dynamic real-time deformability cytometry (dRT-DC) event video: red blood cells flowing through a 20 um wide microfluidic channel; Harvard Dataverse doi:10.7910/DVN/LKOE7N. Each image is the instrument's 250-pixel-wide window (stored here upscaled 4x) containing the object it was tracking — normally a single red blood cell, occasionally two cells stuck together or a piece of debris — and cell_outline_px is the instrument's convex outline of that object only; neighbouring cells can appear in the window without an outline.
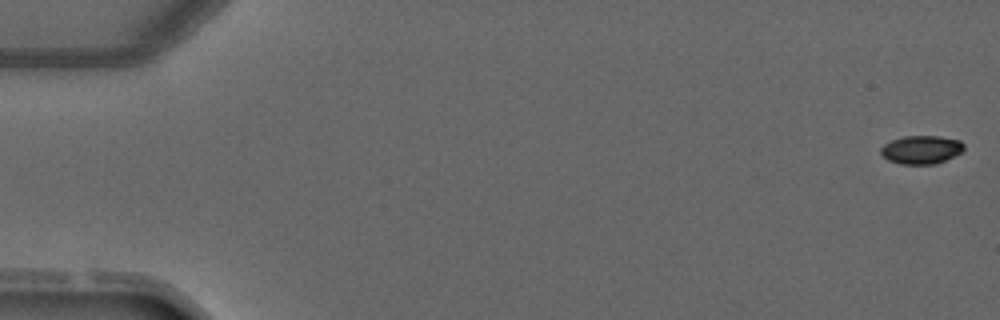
{"species": "common noctule bat (a hibernating species)", "species_latin": "Nyctalus noctula", "temperature_condition": "warm", "stored_images_in_passage": 5, "camera_frame_rate_fps": 3000, "um_per_image_px": 0.085, "animal": {"sex": "male", "forearm_length_mm": 52.5}, "frame": {"image": 1, "passage_image": 1, "time_ms": 0.0, "image_size_px": [1000, 320], "cell_outline_px": [[964, 148], [960, 152], [936, 164], [900, 164], [888, 160], [880, 152], [880, 148], [884, 144], [892, 140], [904, 136], [940, 136], [960, 140], [964, 144]], "centroid_in_image_um": [78.29, 12.71], "position_along_channel_um": 6.7, "area_um2": 13.64}}
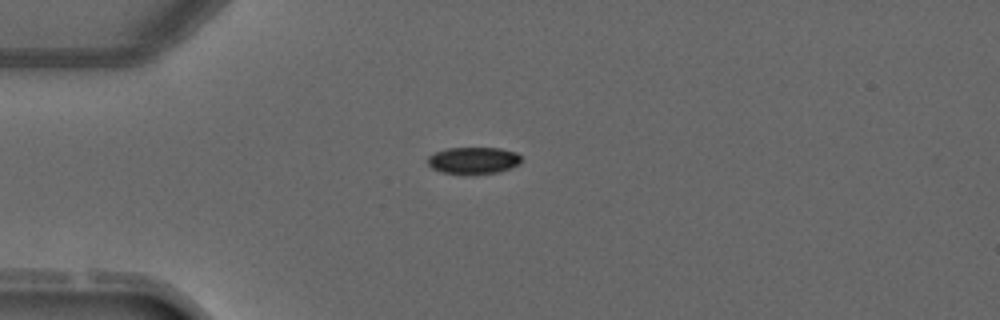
{"frame": {"image": 2, "passage_image": 4, "time_ms": 3.667, "image_size_px": [1000, 320], "cell_outline_px": [[520, 164], [512, 168], [500, 172], [472, 176], [464, 176], [440, 172], [432, 168], [428, 164], [428, 156], [436, 152], [448, 148], [500, 148], [516, 152], [520, 156]], "centroid_in_image_um": [40.24, 13.68], "position_along_channel_um": 44.8, "area_um2": 15.2}}